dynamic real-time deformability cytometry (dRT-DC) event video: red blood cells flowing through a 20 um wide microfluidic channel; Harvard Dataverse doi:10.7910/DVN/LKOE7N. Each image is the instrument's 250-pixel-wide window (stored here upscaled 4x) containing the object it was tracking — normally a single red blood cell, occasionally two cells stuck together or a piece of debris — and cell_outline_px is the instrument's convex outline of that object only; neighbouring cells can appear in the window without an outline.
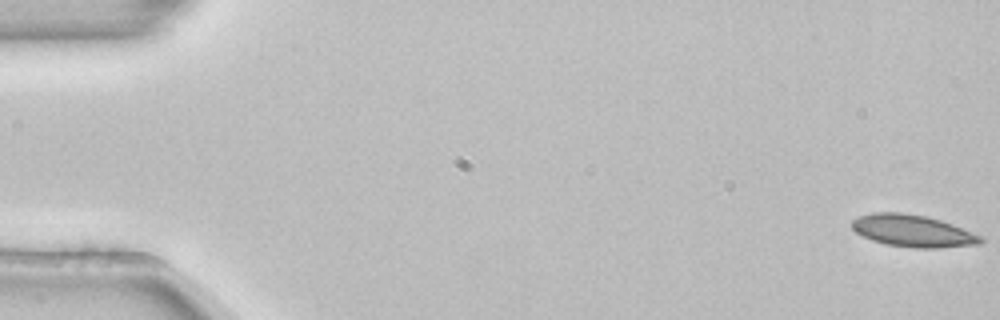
{"species": "common noctule bat (a hibernating species)", "species_latin": "Nyctalus noctula", "temperature_condition": "room temperature", "stored_images_in_passage": 55, "camera_frame_rate_fps": 3000, "um_per_image_px": 0.085, "animal": {"sex": "female", "body_mass_g": 22.7, "forearm_length_mm": 54.2}, "frame": {"image": 1, "passage_image": 1, "time_ms": 0.0, "image_size_px": [1000, 320], "cell_outline_px": [[984, 240], [980, 244], [936, 248], [912, 248], [888, 244], [872, 240], [856, 232], [852, 228], [852, 220], [860, 216], [872, 212], [900, 212], [924, 216], [940, 220], [952, 224], [984, 236]], "centroid_in_image_um": [77.62, 19.62], "position_along_channel_um": 7.4, "area_um2": 23.99}}
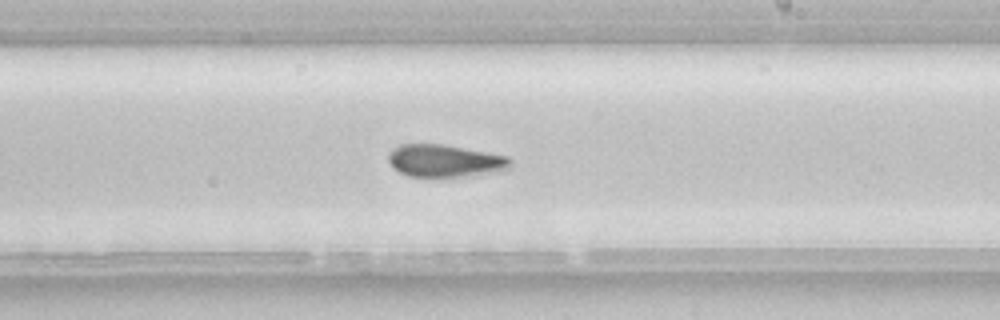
{"frame": {"image": 2, "passage_image": 32, "time_ms": 10.333, "image_size_px": [1000, 320], "cell_outline_px": [[512, 164], [508, 168], [492, 172], [460, 176], [408, 176], [392, 168], [388, 160], [388, 152], [392, 148], [400, 144], [444, 144], [508, 156], [512, 160]], "centroid_in_image_um": [37.76, 13.65], "position_along_channel_um": 251.2, "area_um2": 22.95}}
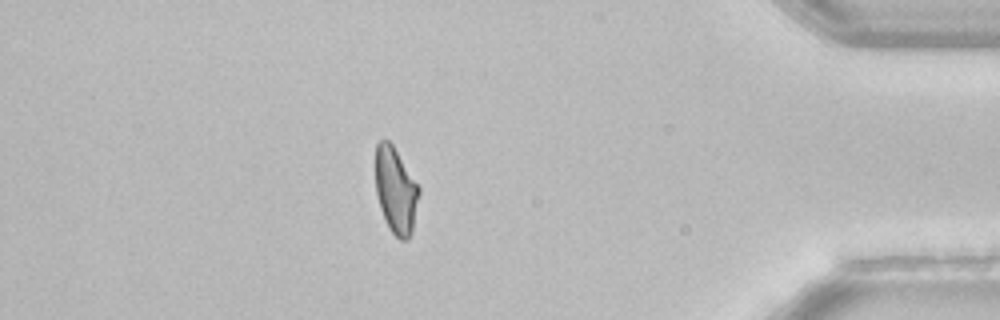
{"frame": {"image": 3, "passage_image": 47, "time_ms": 15.333, "image_size_px": [1000, 320], "cell_outline_px": [[420, 192], [412, 232], [408, 240], [400, 240], [388, 228], [380, 208], [376, 192], [376, 144], [380, 140], [388, 140], [392, 144], [420, 188]], "centroid_in_image_um": [33.64, 16.22], "position_along_channel_um": 401.6, "area_um2": 21.73}, "authors_computed_cell_mechanics": {"area_um2": 23.0622, "velocity_mm_per_s": 3.8569, "shape_relaxation_time_tau1_ms": null, "shape_relaxation_time_tau2_ms": 4.087, "deformation_change_tau1": null, "deformation_change_tau2": 0.0741}}